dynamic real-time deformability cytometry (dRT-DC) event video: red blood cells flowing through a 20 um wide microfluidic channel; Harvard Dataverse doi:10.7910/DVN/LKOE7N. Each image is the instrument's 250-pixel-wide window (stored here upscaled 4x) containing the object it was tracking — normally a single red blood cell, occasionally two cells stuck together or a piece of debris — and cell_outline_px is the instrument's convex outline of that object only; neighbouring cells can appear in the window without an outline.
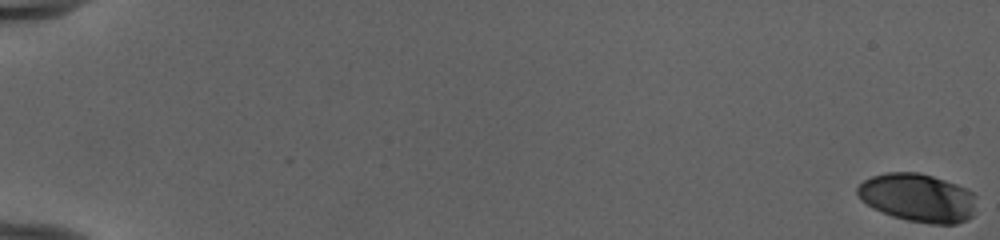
{"species": "human", "species_latin": "Homo sapiens", "temperature_condition": "cold", "stored_images_in_passage": 54, "camera_frame_rate_fps": 3000, "um_per_image_px": 0.085, "donor": {"sex": "female"}, "frame": {"image": 1, "passage_image": 1, "time_ms": 0.0, "image_size_px": [1000, 240], "cell_outline_px": [[976, 196], [972, 216], [968, 220], [956, 224], [932, 224], [908, 220], [892, 216], [872, 208], [860, 200], [856, 192], [856, 188], [864, 180], [872, 176], [888, 172], [920, 172], [956, 184], [972, 192]], "centroid_in_image_um": [77.99, 16.81], "position_along_channel_um": 7.0, "area_um2": 33.58}}
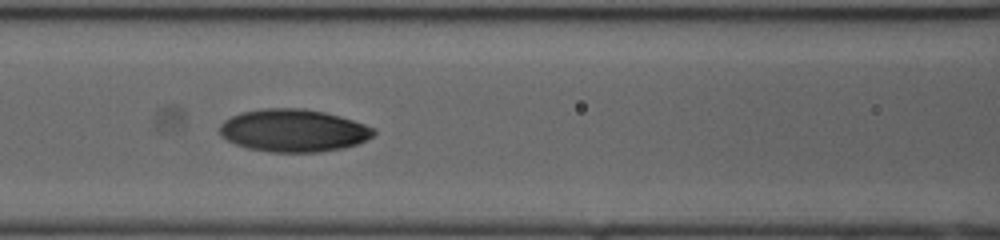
{"frame": {"image": 2, "passage_image": 27, "time_ms": 8.667, "image_size_px": [1000, 240], "cell_outline_px": [[376, 132], [368, 140], [344, 148], [320, 152], [272, 152], [248, 148], [236, 144], [220, 136], [220, 124], [224, 120], [240, 112], [264, 108], [304, 108], [324, 112], [340, 116], [376, 128]], "centroid_in_image_um": [24.95, 11.09], "position_along_channel_um": 141.6, "area_um2": 38.38}}
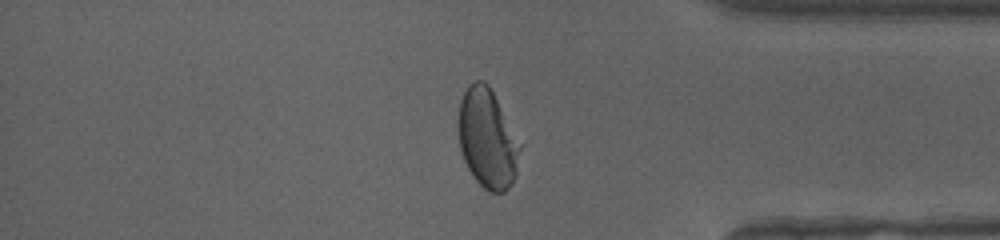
{"frame": {"image": 3, "passage_image": 47, "time_ms": 15.333, "image_size_px": [1000, 240], "cell_outline_px": [[520, 148], [516, 176], [512, 184], [504, 192], [488, 192], [472, 176], [464, 160], [460, 148], [456, 124], [460, 100], [468, 84], [476, 80], [484, 80], [488, 84], [520, 144]], "centroid_in_image_um": [41.38, 11.79], "position_along_channel_um": 393.8, "area_um2": 35.66}, "authors_computed_cell_mechanics": {"area_um2": 35.4314, "velocity_mm_per_s": 3.9831, "shape_relaxation_time_tau1_ms": 4.6907, "shape_relaxation_time_tau2_ms": 1.1253, "deformation_change_tau1": 0.1992, "deformation_change_tau2": 0.0432}}